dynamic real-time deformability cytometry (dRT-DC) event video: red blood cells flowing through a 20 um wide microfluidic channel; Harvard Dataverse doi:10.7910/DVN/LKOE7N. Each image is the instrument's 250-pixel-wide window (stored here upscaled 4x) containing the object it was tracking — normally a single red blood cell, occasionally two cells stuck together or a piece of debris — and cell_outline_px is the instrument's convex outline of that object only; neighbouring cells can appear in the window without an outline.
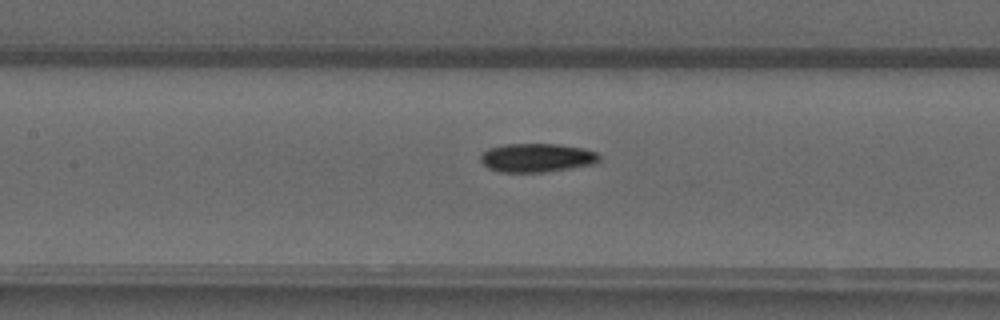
{"species": "common noctule bat (a hibernating species)", "species_latin": "Nyctalus noctula", "temperature_condition": "warm", "stored_images_in_passage": 43, "camera_frame_rate_fps": 3000, "um_per_image_px": 0.085, "animal": {"sex": "male", "forearm_length_mm": 52.5}, "frame": {"image": 1, "passage_image": 16, "time_ms": 5.0, "image_size_px": [1000, 320], "cell_outline_px": [[600, 160], [592, 164], [572, 168], [544, 172], [500, 172], [488, 168], [480, 160], [480, 156], [488, 148], [504, 144], [556, 144], [584, 148], [596, 152], [600, 156]], "centroid_in_image_um": [45.62, 13.41], "position_along_channel_um": 161.8, "area_um2": 19.88}}
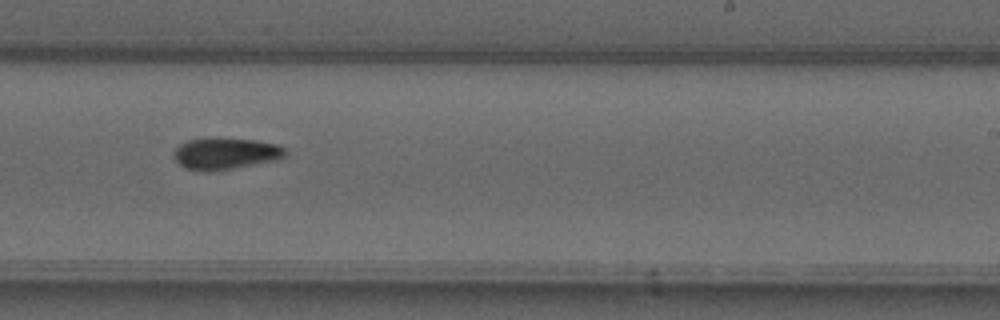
{"frame": {"image": 2, "passage_image": 24, "time_ms": 7.667, "image_size_px": [1000, 320], "cell_outline_px": [[288, 152], [280, 160], [212, 172], [204, 172], [184, 168], [172, 156], [172, 152], [180, 144], [188, 140], [256, 140], [276, 144], [284, 148]], "centroid_in_image_um": [19.18, 13.11], "position_along_channel_um": 269.8, "area_um2": 20.29}}
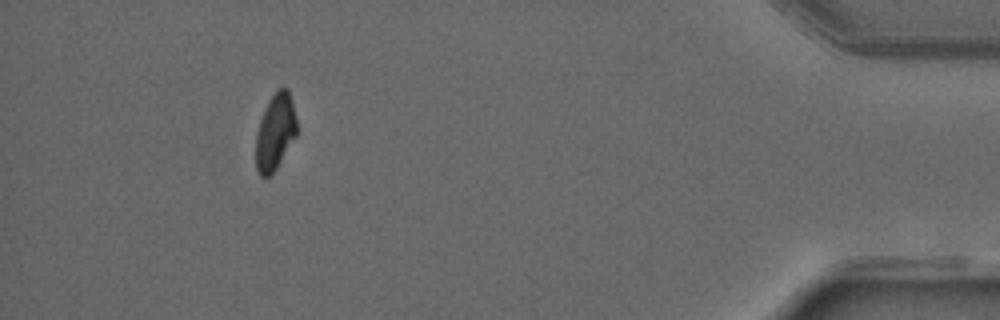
{"frame": {"image": 3, "passage_image": 39, "time_ms": 12.667, "image_size_px": [1000, 320], "cell_outline_px": [[296, 136], [276, 168], [268, 176], [260, 176], [256, 168], [256, 132], [260, 120], [268, 100], [276, 88], [288, 88], [296, 120]], "centroid_in_image_um": [23.38, 11.19], "position_along_channel_um": 411.8, "area_um2": 17.98}, "authors_computed_cell_mechanics": {"area_um2": 19.8254, "velocity_mm_per_s": 4.0766, "shape_relaxation_time_tau1_ms": 11.0688, "shape_relaxation_time_tau2_ms": 10.0739, "deformation_change_tau1": 0.2435, "deformation_change_tau2": 0.1275}}